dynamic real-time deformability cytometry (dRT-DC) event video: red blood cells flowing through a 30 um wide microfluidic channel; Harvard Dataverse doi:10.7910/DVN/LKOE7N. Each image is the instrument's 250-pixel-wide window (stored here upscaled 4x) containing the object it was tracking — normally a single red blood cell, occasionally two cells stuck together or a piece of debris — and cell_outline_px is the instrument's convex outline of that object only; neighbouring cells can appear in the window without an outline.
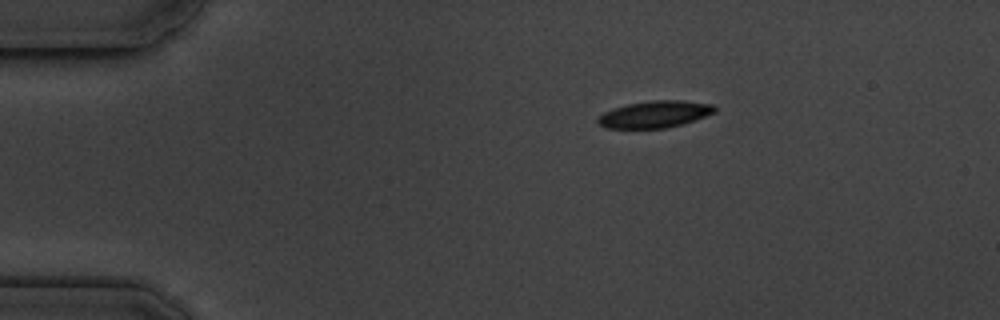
{"species": "common noctule bat (a hibernating species)", "species_latin": "Nyctalus noctula", "temperature_condition": "cold", "stored_images_in_passage": 3, "camera_frame_rate_fps": 3000, "um_per_image_px": 0.085, "animal": {"sex": "male", "body_mass_g": 19.5, "forearm_length_mm": 54.6}, "frame": {"image": 1, "passage_image": 1, "time_ms": 0.0, "image_size_px": [1000, 320], "cell_outline_px": [[716, 112], [680, 124], [664, 128], [604, 128], [596, 120], [604, 112], [612, 108], [628, 104], [652, 100], [680, 100], [712, 104], [716, 108]], "centroid_in_image_um": [55.63, 9.7], "position_along_channel_um": 29.4, "area_um2": 18.03}}
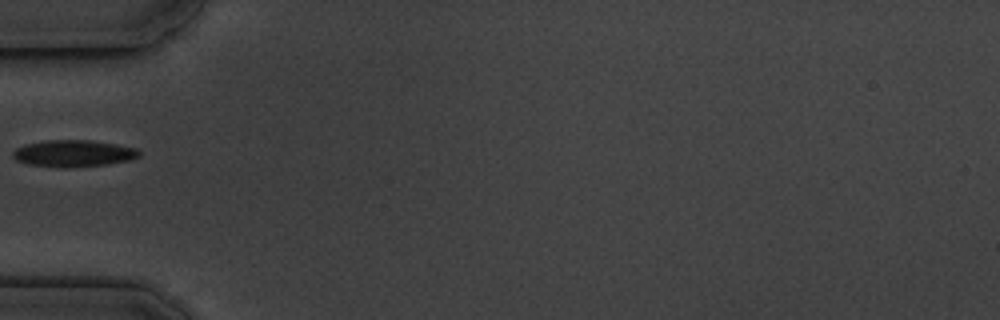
{"frame": {"image": 2, "passage_image": 3, "time_ms": 3.0, "image_size_px": [1000, 320], "cell_outline_px": [[140, 156], [132, 160], [108, 164], [64, 168], [60, 168], [28, 164], [16, 160], [12, 156], [12, 152], [16, 148], [24, 144], [44, 140], [92, 140], [116, 144], [136, 148], [140, 152]], "centroid_in_image_um": [6.24, 13.04], "position_along_channel_um": 78.8, "area_um2": 19.94}}